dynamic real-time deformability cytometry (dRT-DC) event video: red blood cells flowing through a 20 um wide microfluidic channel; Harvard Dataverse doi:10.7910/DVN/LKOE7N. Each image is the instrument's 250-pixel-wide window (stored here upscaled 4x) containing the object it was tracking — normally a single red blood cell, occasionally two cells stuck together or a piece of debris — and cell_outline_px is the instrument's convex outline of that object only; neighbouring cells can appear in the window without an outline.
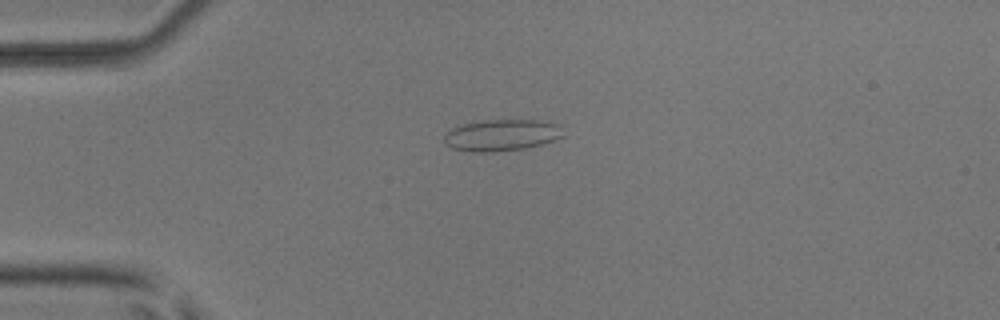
{"species": "common noctule bat (a hibernating species)", "species_latin": "Nyctalus noctula", "temperature_condition": "room temperature", "stored_images_in_passage": 53, "camera_frame_rate_fps": 3000, "um_per_image_px": 0.085, "animal": {"sex": "male", "body_mass_g": 17.9, "forearm_length_mm": 54.2}, "frame": {"image": 1, "passage_image": 14, "time_ms": 4.333, "image_size_px": [1000, 320], "cell_outline_px": [[564, 136], [544, 144], [528, 148], [492, 152], [472, 152], [452, 148], [444, 144], [444, 136], [452, 128], [464, 124], [484, 120], [536, 120], [560, 124]], "centroid_in_image_um": [42.66, 11.5], "position_along_channel_um": 42.3, "area_um2": 22.02}}
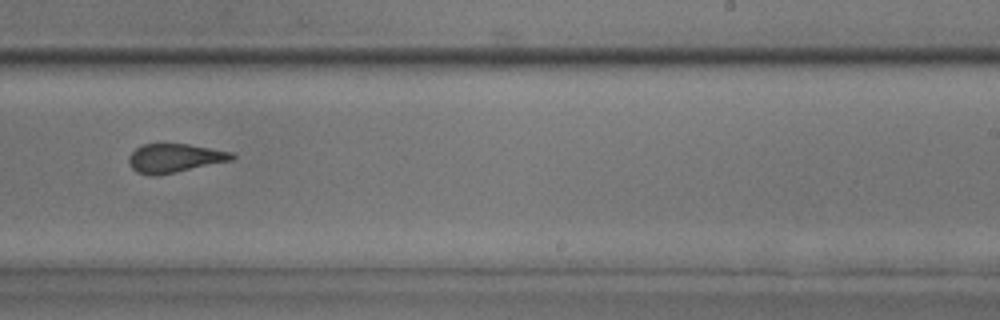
{"frame": {"image": 2, "passage_image": 34, "time_ms": 11.0, "image_size_px": [1000, 320], "cell_outline_px": [[236, 156], [232, 160], [176, 172], [156, 176], [152, 176], [136, 172], [128, 164], [128, 156], [140, 144], [188, 144], [232, 152]], "centroid_in_image_um": [14.8, 13.44], "position_along_channel_um": 274.2, "area_um2": 17.34}}
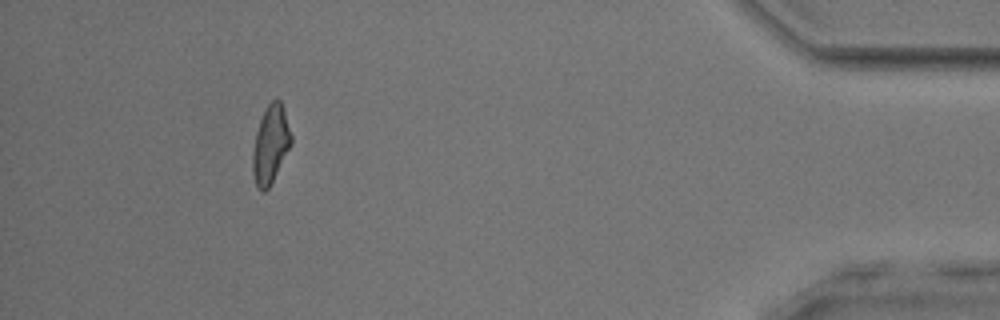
{"frame": {"image": 3, "passage_image": 49, "time_ms": 16.0, "image_size_px": [1000, 320], "cell_outline_px": [[292, 144], [268, 188], [264, 192], [260, 192], [256, 184], [252, 172], [252, 152], [256, 132], [260, 120], [268, 104], [272, 100], [280, 100], [284, 108], [292, 136]], "centroid_in_image_um": [22.99, 12.28], "position_along_channel_um": 412.2, "area_um2": 17.4}, "authors_computed_cell_mechanics": {"area_um2": 18.2648, "velocity_mm_per_s": 3.9192, "shape_relaxation_time_tau1_ms": null, "shape_relaxation_time_tau2_ms": 1.0663, "deformation_change_tau1": null, "deformation_change_tau2": 0.1179}}